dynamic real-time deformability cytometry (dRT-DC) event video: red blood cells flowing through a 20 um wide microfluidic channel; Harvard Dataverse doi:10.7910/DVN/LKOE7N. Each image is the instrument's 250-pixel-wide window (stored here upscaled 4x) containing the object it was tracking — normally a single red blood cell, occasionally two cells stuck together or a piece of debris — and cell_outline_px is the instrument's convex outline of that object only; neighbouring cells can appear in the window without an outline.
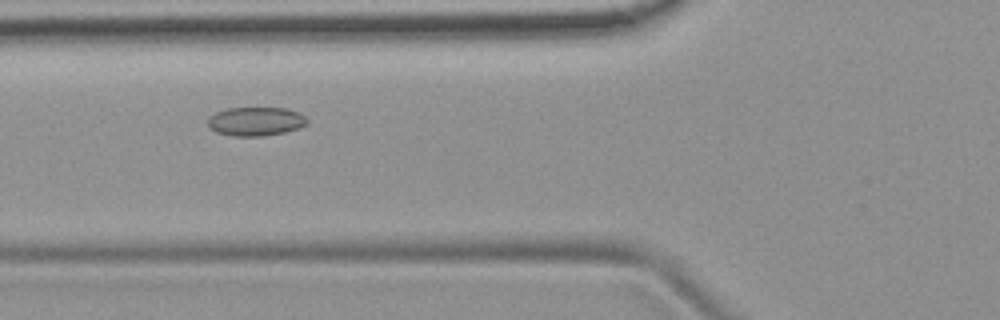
{"species": "common noctule bat (a hibernating species)", "species_latin": "Nyctalus noctula", "temperature_condition": "room temperature", "stored_images_in_passage": 46, "camera_frame_rate_fps": 3000, "um_per_image_px": 0.085, "animal": {"sex": "female", "body_mass_g": 19.9}, "frame": {"image": 1, "passage_image": 14, "time_ms": 4.333, "image_size_px": [1000, 320], "cell_outline_px": [[308, 124], [300, 128], [284, 132], [264, 136], [232, 136], [216, 132], [208, 128], [208, 120], [216, 112], [228, 108], [284, 108], [300, 112], [308, 120]], "centroid_in_image_um": [21.76, 10.32], "position_along_channel_um": 104.0, "area_um2": 16.76}}
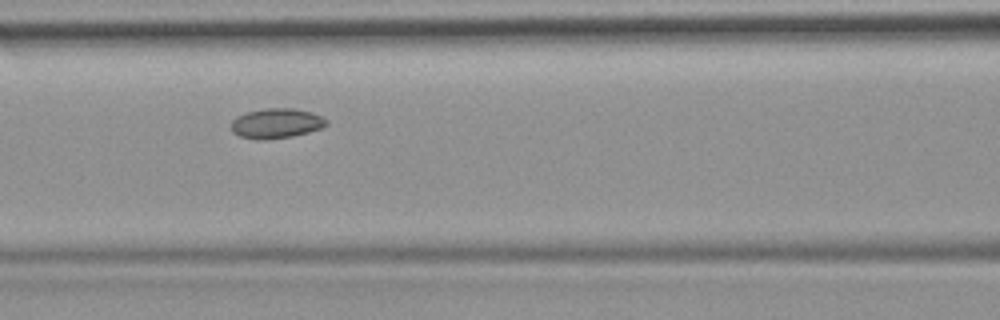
{"frame": {"image": 2, "passage_image": 17, "time_ms": 5.333, "image_size_px": [1000, 320], "cell_outline_px": [[328, 124], [320, 128], [308, 132], [292, 136], [264, 140], [256, 140], [240, 136], [232, 132], [232, 120], [236, 116], [244, 112], [264, 108], [292, 108], [312, 112], [328, 120]], "centroid_in_image_um": [23.46, 10.48], "position_along_channel_um": 143.1, "area_um2": 16.7}}
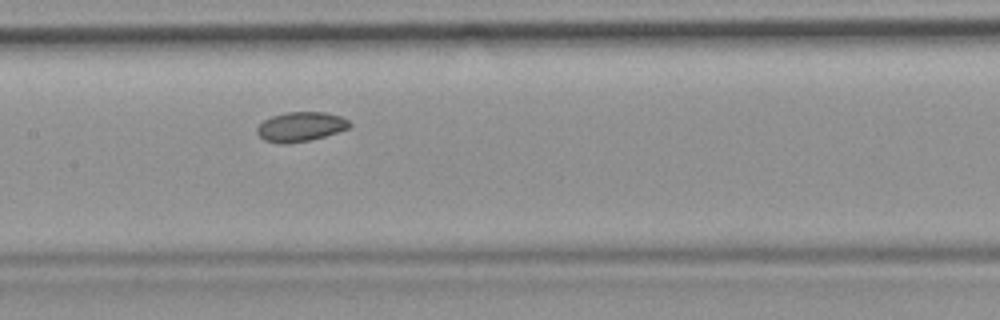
{"frame": {"image": 3, "passage_image": 20, "time_ms": 6.333, "image_size_px": [1000, 320], "cell_outline_px": [[352, 124], [348, 128], [324, 136], [308, 140], [284, 144], [280, 144], [264, 140], [256, 132], [256, 128], [264, 120], [272, 116], [284, 112], [328, 112], [340, 116], [348, 120]], "centroid_in_image_um": [25.54, 10.76], "position_along_channel_um": 181.9, "area_um2": 15.84}}